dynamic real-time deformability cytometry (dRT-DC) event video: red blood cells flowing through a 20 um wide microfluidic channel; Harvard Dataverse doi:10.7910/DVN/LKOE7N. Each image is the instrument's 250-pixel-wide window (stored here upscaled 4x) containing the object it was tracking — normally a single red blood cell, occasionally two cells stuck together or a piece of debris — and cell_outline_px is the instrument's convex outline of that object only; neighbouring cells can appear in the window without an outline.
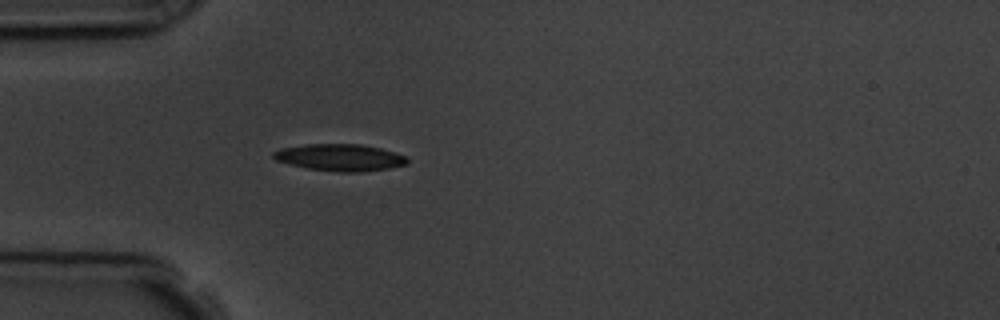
{"species": "common noctule bat (a hibernating species)", "species_latin": "Nyctalus noctula", "temperature_condition": "room temperature", "stored_images_in_passage": 1, "camera_frame_rate_fps": 3000, "um_per_image_px": 0.085, "animal": {"sex": "male", "body_mass_g": 19.5, "forearm_length_mm": 54.6}, "frame": {"image": 1, "passage_image": 1, "time_ms": 0.0, "image_size_px": [1000, 320], "cell_outline_px": [[408, 164], [388, 168], [360, 172], [340, 172], [308, 168], [288, 164], [276, 160], [272, 156], [272, 152], [280, 148], [304, 144], [360, 144], [380, 148], [396, 152], [408, 156]], "centroid_in_image_um": [28.9, 13.38], "position_along_channel_um": 56.1, "area_um2": 21.1}}